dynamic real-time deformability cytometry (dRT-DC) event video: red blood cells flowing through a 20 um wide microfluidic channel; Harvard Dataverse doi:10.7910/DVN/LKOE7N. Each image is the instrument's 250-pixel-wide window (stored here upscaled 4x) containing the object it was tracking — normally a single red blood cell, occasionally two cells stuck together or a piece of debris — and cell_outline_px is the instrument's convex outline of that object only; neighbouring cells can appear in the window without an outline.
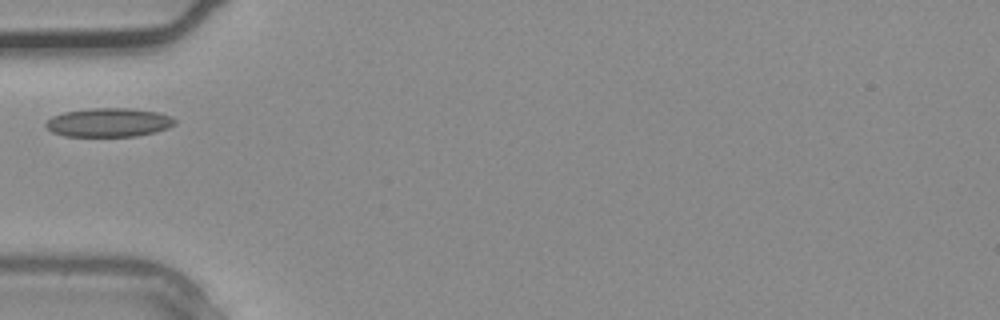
{"species": "common noctule bat (a hibernating species)", "species_latin": "Nyctalus noctula", "temperature_condition": "warm", "stored_images_in_passage": 2, "camera_frame_rate_fps": 3000, "um_per_image_px": 0.085, "animal": {"sex": "male", "body_mass_g": 20.4}, "frame": {"image": 1, "passage_image": 2, "time_ms": 0.333, "image_size_px": [1000, 320], "cell_outline_px": [[176, 124], [168, 128], [156, 132], [136, 136], [64, 136], [52, 132], [44, 124], [52, 116], [64, 112], [92, 108], [132, 108], [156, 112], [172, 116], [176, 120]], "centroid_in_image_um": [9.27, 10.41], "position_along_channel_um": 75.7, "area_um2": 21.73}}